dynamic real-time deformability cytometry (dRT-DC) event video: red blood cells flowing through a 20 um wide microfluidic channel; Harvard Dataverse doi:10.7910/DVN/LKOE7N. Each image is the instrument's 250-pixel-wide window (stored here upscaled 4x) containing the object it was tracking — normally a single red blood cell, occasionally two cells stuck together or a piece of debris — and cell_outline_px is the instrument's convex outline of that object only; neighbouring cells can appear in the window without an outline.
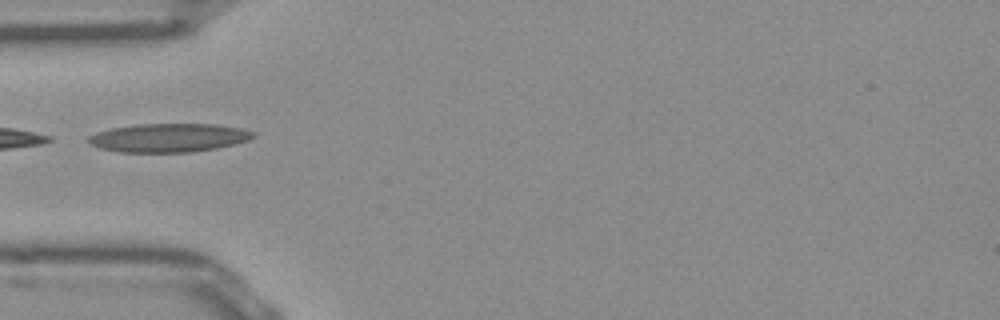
{"species": "Egyptian fruit bat (a non-hibernating species)", "species_latin": "Rousettus aegyptiacus", "temperature_condition": "room temperature", "stored_images_in_passage": 3, "camera_frame_rate_fps": 3000, "um_per_image_px": 0.085, "frame": {"image": 1, "passage_image": 1, "time_ms": 0.0, "image_size_px": [1000, 320], "cell_outline_px": [[256, 136], [248, 140], [216, 148], [192, 152], [116, 152], [100, 148], [88, 144], [88, 136], [96, 132], [112, 128], [136, 124], [216, 124], [240, 128], [256, 132]], "centroid_in_image_um": [14.32, 11.71], "position_along_channel_um": 70.7, "area_um2": 27.57}}